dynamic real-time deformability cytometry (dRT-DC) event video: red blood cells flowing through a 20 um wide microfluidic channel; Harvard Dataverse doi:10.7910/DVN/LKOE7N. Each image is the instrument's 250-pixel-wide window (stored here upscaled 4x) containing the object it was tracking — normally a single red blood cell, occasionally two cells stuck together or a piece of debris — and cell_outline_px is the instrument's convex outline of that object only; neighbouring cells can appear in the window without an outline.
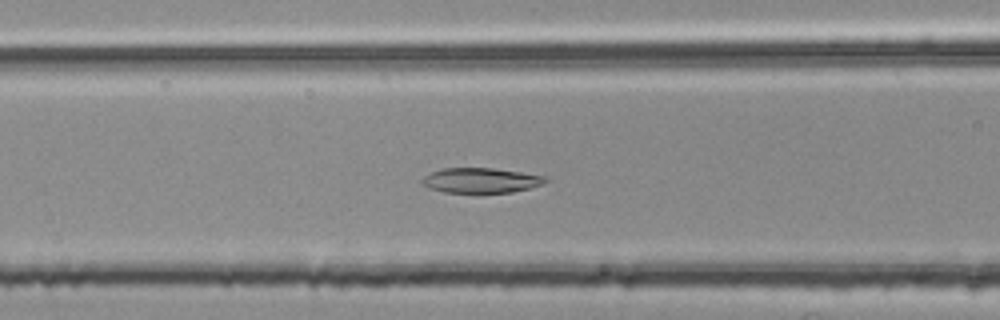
{"species": "common noctule bat (a hibernating species)", "species_latin": "Nyctalus noctula", "temperature_condition": "room temperature", "stored_images_in_passage": 36, "camera_frame_rate_fps": 3000, "um_per_image_px": 0.085, "animal": {"sex": "female", "body_mass_g": 25.1}, "frame": {"image": 1, "passage_image": 10, "time_ms": 3.0, "image_size_px": [1000, 320], "cell_outline_px": [[548, 180], [544, 184], [512, 192], [444, 192], [428, 188], [420, 184], [420, 180], [424, 176], [432, 172], [444, 168], [492, 168], [548, 176]], "centroid_in_image_um": [40.86, 15.33], "position_along_channel_um": 125.7, "area_um2": 17.98}}
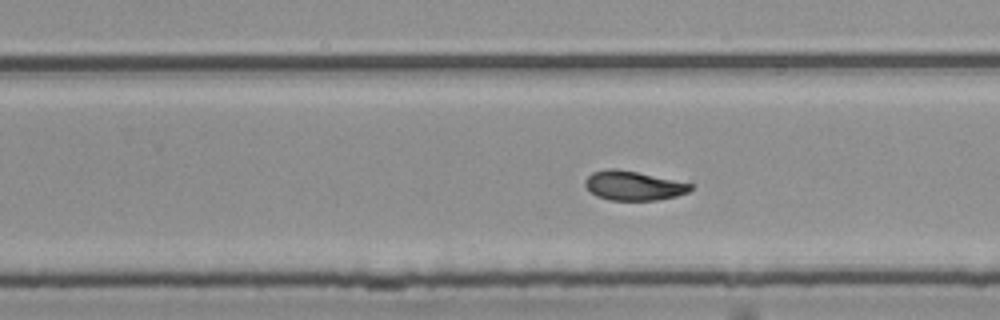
{"frame": {"image": 2, "passage_image": 22, "time_ms": 7.0, "image_size_px": [1000, 320], "cell_outline_px": [[692, 188], [688, 192], [676, 196], [656, 200], [608, 200], [596, 196], [584, 184], [584, 180], [592, 172], [608, 168], [616, 168], [636, 172], [692, 184]], "centroid_in_image_um": [53.8, 15.78], "position_along_channel_um": 276.0, "area_um2": 17.8}}
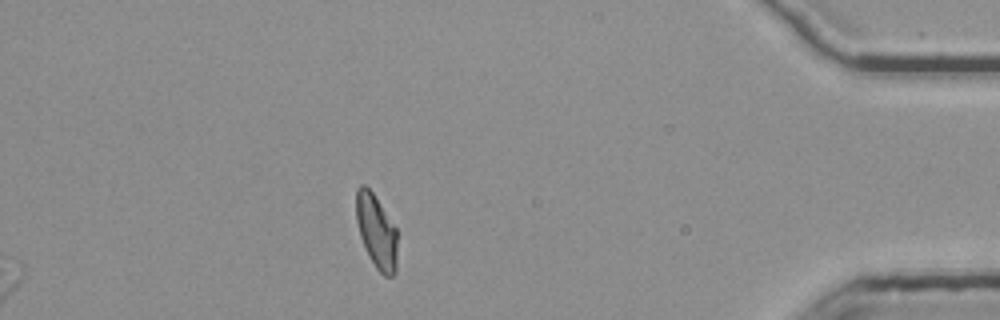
{"frame": {"image": 3, "passage_image": 36, "time_ms": 11.667, "image_size_px": [1000, 320], "cell_outline_px": [[396, 272], [392, 276], [384, 276], [376, 268], [368, 256], [360, 236], [356, 220], [356, 188], [360, 184], [364, 184], [372, 192], [396, 228]], "centroid_in_image_um": [31.97, 19.67], "position_along_channel_um": 403.2, "area_um2": 17.57}, "authors_computed_cell_mechanics": {"area_um2": 18.3804, "velocity_mm_per_s": 3.7617, "shape_relaxation_time_tau1_ms": 4.9637, "shape_relaxation_time_tau2_ms": 2.7705, "deformation_change_tau1": 0.1641, "deformation_change_tau2": 0.0849}}